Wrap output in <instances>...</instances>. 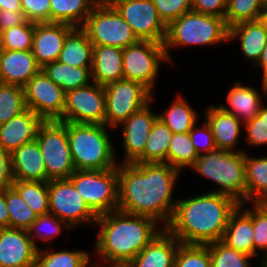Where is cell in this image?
Returning <instances> with one entry per match:
<instances>
[{
    "label": "cell",
    "mask_w": 267,
    "mask_h": 267,
    "mask_svg": "<svg viewBox=\"0 0 267 267\" xmlns=\"http://www.w3.org/2000/svg\"><path fill=\"white\" fill-rule=\"evenodd\" d=\"M181 171L168 163H118V210L147 216L165 228L173 215Z\"/></svg>",
    "instance_id": "obj_1"
},
{
    "label": "cell",
    "mask_w": 267,
    "mask_h": 267,
    "mask_svg": "<svg viewBox=\"0 0 267 267\" xmlns=\"http://www.w3.org/2000/svg\"><path fill=\"white\" fill-rule=\"evenodd\" d=\"M239 205L233 197L212 191L177 200L165 229L181 244L207 245L220 241L231 214Z\"/></svg>",
    "instance_id": "obj_2"
},
{
    "label": "cell",
    "mask_w": 267,
    "mask_h": 267,
    "mask_svg": "<svg viewBox=\"0 0 267 267\" xmlns=\"http://www.w3.org/2000/svg\"><path fill=\"white\" fill-rule=\"evenodd\" d=\"M95 224L100 228L94 249L108 265L128 263L165 229L150 217L120 210L99 215Z\"/></svg>",
    "instance_id": "obj_3"
},
{
    "label": "cell",
    "mask_w": 267,
    "mask_h": 267,
    "mask_svg": "<svg viewBox=\"0 0 267 267\" xmlns=\"http://www.w3.org/2000/svg\"><path fill=\"white\" fill-rule=\"evenodd\" d=\"M106 127L67 122V137L76 170H108L118 166Z\"/></svg>",
    "instance_id": "obj_4"
},
{
    "label": "cell",
    "mask_w": 267,
    "mask_h": 267,
    "mask_svg": "<svg viewBox=\"0 0 267 267\" xmlns=\"http://www.w3.org/2000/svg\"><path fill=\"white\" fill-rule=\"evenodd\" d=\"M190 169L219 186L212 192L229 195L239 203H247L243 150L233 152L216 148L202 153Z\"/></svg>",
    "instance_id": "obj_5"
},
{
    "label": "cell",
    "mask_w": 267,
    "mask_h": 267,
    "mask_svg": "<svg viewBox=\"0 0 267 267\" xmlns=\"http://www.w3.org/2000/svg\"><path fill=\"white\" fill-rule=\"evenodd\" d=\"M229 28L224 18L190 10L167 27L164 48L172 63L169 49L189 45H210L229 41Z\"/></svg>",
    "instance_id": "obj_6"
},
{
    "label": "cell",
    "mask_w": 267,
    "mask_h": 267,
    "mask_svg": "<svg viewBox=\"0 0 267 267\" xmlns=\"http://www.w3.org/2000/svg\"><path fill=\"white\" fill-rule=\"evenodd\" d=\"M36 140L44 160L47 182L69 178L76 171L67 137V122L43 121L38 127Z\"/></svg>",
    "instance_id": "obj_7"
},
{
    "label": "cell",
    "mask_w": 267,
    "mask_h": 267,
    "mask_svg": "<svg viewBox=\"0 0 267 267\" xmlns=\"http://www.w3.org/2000/svg\"><path fill=\"white\" fill-rule=\"evenodd\" d=\"M69 179L97 216L118 210V166L108 170H76Z\"/></svg>",
    "instance_id": "obj_8"
},
{
    "label": "cell",
    "mask_w": 267,
    "mask_h": 267,
    "mask_svg": "<svg viewBox=\"0 0 267 267\" xmlns=\"http://www.w3.org/2000/svg\"><path fill=\"white\" fill-rule=\"evenodd\" d=\"M93 45L124 49L139 39L110 3H97L81 27Z\"/></svg>",
    "instance_id": "obj_9"
},
{
    "label": "cell",
    "mask_w": 267,
    "mask_h": 267,
    "mask_svg": "<svg viewBox=\"0 0 267 267\" xmlns=\"http://www.w3.org/2000/svg\"><path fill=\"white\" fill-rule=\"evenodd\" d=\"M105 125L115 129L131 114L154 101V94L139 82L121 79L104 86Z\"/></svg>",
    "instance_id": "obj_10"
},
{
    "label": "cell",
    "mask_w": 267,
    "mask_h": 267,
    "mask_svg": "<svg viewBox=\"0 0 267 267\" xmlns=\"http://www.w3.org/2000/svg\"><path fill=\"white\" fill-rule=\"evenodd\" d=\"M163 61L169 62L164 43L139 40L123 49V79L139 82L153 93Z\"/></svg>",
    "instance_id": "obj_11"
},
{
    "label": "cell",
    "mask_w": 267,
    "mask_h": 267,
    "mask_svg": "<svg viewBox=\"0 0 267 267\" xmlns=\"http://www.w3.org/2000/svg\"><path fill=\"white\" fill-rule=\"evenodd\" d=\"M49 213L65 221L71 228L95 224L97 215L89 208L69 178L48 182Z\"/></svg>",
    "instance_id": "obj_12"
},
{
    "label": "cell",
    "mask_w": 267,
    "mask_h": 267,
    "mask_svg": "<svg viewBox=\"0 0 267 267\" xmlns=\"http://www.w3.org/2000/svg\"><path fill=\"white\" fill-rule=\"evenodd\" d=\"M26 108L43 121L63 122L66 92L55 84L41 69L24 86Z\"/></svg>",
    "instance_id": "obj_13"
},
{
    "label": "cell",
    "mask_w": 267,
    "mask_h": 267,
    "mask_svg": "<svg viewBox=\"0 0 267 267\" xmlns=\"http://www.w3.org/2000/svg\"><path fill=\"white\" fill-rule=\"evenodd\" d=\"M104 86L95 82L66 92L63 122L105 125Z\"/></svg>",
    "instance_id": "obj_14"
},
{
    "label": "cell",
    "mask_w": 267,
    "mask_h": 267,
    "mask_svg": "<svg viewBox=\"0 0 267 267\" xmlns=\"http://www.w3.org/2000/svg\"><path fill=\"white\" fill-rule=\"evenodd\" d=\"M128 23L139 40L164 43L167 27L151 0H113L110 3Z\"/></svg>",
    "instance_id": "obj_15"
},
{
    "label": "cell",
    "mask_w": 267,
    "mask_h": 267,
    "mask_svg": "<svg viewBox=\"0 0 267 267\" xmlns=\"http://www.w3.org/2000/svg\"><path fill=\"white\" fill-rule=\"evenodd\" d=\"M37 250L27 230L0 228V267H35Z\"/></svg>",
    "instance_id": "obj_16"
},
{
    "label": "cell",
    "mask_w": 267,
    "mask_h": 267,
    "mask_svg": "<svg viewBox=\"0 0 267 267\" xmlns=\"http://www.w3.org/2000/svg\"><path fill=\"white\" fill-rule=\"evenodd\" d=\"M147 104L142 109L131 114L122 125L123 146L125 157L122 163H134L143 153L148 140L149 133L158 114Z\"/></svg>",
    "instance_id": "obj_17"
},
{
    "label": "cell",
    "mask_w": 267,
    "mask_h": 267,
    "mask_svg": "<svg viewBox=\"0 0 267 267\" xmlns=\"http://www.w3.org/2000/svg\"><path fill=\"white\" fill-rule=\"evenodd\" d=\"M74 28L65 23H35L32 53L41 68L58 60L65 38Z\"/></svg>",
    "instance_id": "obj_18"
},
{
    "label": "cell",
    "mask_w": 267,
    "mask_h": 267,
    "mask_svg": "<svg viewBox=\"0 0 267 267\" xmlns=\"http://www.w3.org/2000/svg\"><path fill=\"white\" fill-rule=\"evenodd\" d=\"M41 69L32 50L1 52L0 83L24 87Z\"/></svg>",
    "instance_id": "obj_19"
},
{
    "label": "cell",
    "mask_w": 267,
    "mask_h": 267,
    "mask_svg": "<svg viewBox=\"0 0 267 267\" xmlns=\"http://www.w3.org/2000/svg\"><path fill=\"white\" fill-rule=\"evenodd\" d=\"M245 206V202L240 203L231 214L221 241L230 248L254 257L253 205L250 209H245Z\"/></svg>",
    "instance_id": "obj_20"
},
{
    "label": "cell",
    "mask_w": 267,
    "mask_h": 267,
    "mask_svg": "<svg viewBox=\"0 0 267 267\" xmlns=\"http://www.w3.org/2000/svg\"><path fill=\"white\" fill-rule=\"evenodd\" d=\"M180 241L166 229L162 230L135 258L129 267H174Z\"/></svg>",
    "instance_id": "obj_21"
},
{
    "label": "cell",
    "mask_w": 267,
    "mask_h": 267,
    "mask_svg": "<svg viewBox=\"0 0 267 267\" xmlns=\"http://www.w3.org/2000/svg\"><path fill=\"white\" fill-rule=\"evenodd\" d=\"M43 120L29 108L0 125V146L13 152L24 143L36 138Z\"/></svg>",
    "instance_id": "obj_22"
},
{
    "label": "cell",
    "mask_w": 267,
    "mask_h": 267,
    "mask_svg": "<svg viewBox=\"0 0 267 267\" xmlns=\"http://www.w3.org/2000/svg\"><path fill=\"white\" fill-rule=\"evenodd\" d=\"M15 180L47 182V173L39 144L35 139L11 152Z\"/></svg>",
    "instance_id": "obj_23"
},
{
    "label": "cell",
    "mask_w": 267,
    "mask_h": 267,
    "mask_svg": "<svg viewBox=\"0 0 267 267\" xmlns=\"http://www.w3.org/2000/svg\"><path fill=\"white\" fill-rule=\"evenodd\" d=\"M204 116L211 129L216 148L235 152V146L242 133V122L219 105H211L205 109Z\"/></svg>",
    "instance_id": "obj_24"
},
{
    "label": "cell",
    "mask_w": 267,
    "mask_h": 267,
    "mask_svg": "<svg viewBox=\"0 0 267 267\" xmlns=\"http://www.w3.org/2000/svg\"><path fill=\"white\" fill-rule=\"evenodd\" d=\"M123 49L114 46L93 45L92 82L106 86L123 79Z\"/></svg>",
    "instance_id": "obj_25"
},
{
    "label": "cell",
    "mask_w": 267,
    "mask_h": 267,
    "mask_svg": "<svg viewBox=\"0 0 267 267\" xmlns=\"http://www.w3.org/2000/svg\"><path fill=\"white\" fill-rule=\"evenodd\" d=\"M233 84L227 93V103L231 109L224 105L219 104V106L245 124L258 115L263 104L261 94H258V91L253 87L241 85V81Z\"/></svg>",
    "instance_id": "obj_26"
},
{
    "label": "cell",
    "mask_w": 267,
    "mask_h": 267,
    "mask_svg": "<svg viewBox=\"0 0 267 267\" xmlns=\"http://www.w3.org/2000/svg\"><path fill=\"white\" fill-rule=\"evenodd\" d=\"M229 41L239 38L240 49L245 58L250 59L254 66L261 58L266 40L267 31L256 21L242 22L229 28Z\"/></svg>",
    "instance_id": "obj_27"
},
{
    "label": "cell",
    "mask_w": 267,
    "mask_h": 267,
    "mask_svg": "<svg viewBox=\"0 0 267 267\" xmlns=\"http://www.w3.org/2000/svg\"><path fill=\"white\" fill-rule=\"evenodd\" d=\"M93 44L81 27H75L65 38L58 61L79 68H92Z\"/></svg>",
    "instance_id": "obj_28"
},
{
    "label": "cell",
    "mask_w": 267,
    "mask_h": 267,
    "mask_svg": "<svg viewBox=\"0 0 267 267\" xmlns=\"http://www.w3.org/2000/svg\"><path fill=\"white\" fill-rule=\"evenodd\" d=\"M96 0H50V23L82 27Z\"/></svg>",
    "instance_id": "obj_29"
},
{
    "label": "cell",
    "mask_w": 267,
    "mask_h": 267,
    "mask_svg": "<svg viewBox=\"0 0 267 267\" xmlns=\"http://www.w3.org/2000/svg\"><path fill=\"white\" fill-rule=\"evenodd\" d=\"M42 70L65 92L87 86L92 82L91 68L73 67L58 60L46 64Z\"/></svg>",
    "instance_id": "obj_30"
},
{
    "label": "cell",
    "mask_w": 267,
    "mask_h": 267,
    "mask_svg": "<svg viewBox=\"0 0 267 267\" xmlns=\"http://www.w3.org/2000/svg\"><path fill=\"white\" fill-rule=\"evenodd\" d=\"M247 203L267 198V156L252 157L244 152Z\"/></svg>",
    "instance_id": "obj_31"
},
{
    "label": "cell",
    "mask_w": 267,
    "mask_h": 267,
    "mask_svg": "<svg viewBox=\"0 0 267 267\" xmlns=\"http://www.w3.org/2000/svg\"><path fill=\"white\" fill-rule=\"evenodd\" d=\"M172 131L157 118L149 133L144 153L135 161L139 163H167V152L172 138Z\"/></svg>",
    "instance_id": "obj_32"
},
{
    "label": "cell",
    "mask_w": 267,
    "mask_h": 267,
    "mask_svg": "<svg viewBox=\"0 0 267 267\" xmlns=\"http://www.w3.org/2000/svg\"><path fill=\"white\" fill-rule=\"evenodd\" d=\"M158 118L172 133H188L198 121L196 111L179 94L165 113L158 114Z\"/></svg>",
    "instance_id": "obj_33"
},
{
    "label": "cell",
    "mask_w": 267,
    "mask_h": 267,
    "mask_svg": "<svg viewBox=\"0 0 267 267\" xmlns=\"http://www.w3.org/2000/svg\"><path fill=\"white\" fill-rule=\"evenodd\" d=\"M90 254L80 251H53L38 249L35 267H86L90 260Z\"/></svg>",
    "instance_id": "obj_34"
},
{
    "label": "cell",
    "mask_w": 267,
    "mask_h": 267,
    "mask_svg": "<svg viewBox=\"0 0 267 267\" xmlns=\"http://www.w3.org/2000/svg\"><path fill=\"white\" fill-rule=\"evenodd\" d=\"M12 187L37 216L49 213L48 182L15 180Z\"/></svg>",
    "instance_id": "obj_35"
},
{
    "label": "cell",
    "mask_w": 267,
    "mask_h": 267,
    "mask_svg": "<svg viewBox=\"0 0 267 267\" xmlns=\"http://www.w3.org/2000/svg\"><path fill=\"white\" fill-rule=\"evenodd\" d=\"M198 157L189 132L173 133L167 152V163L169 165L182 172L185 167H191Z\"/></svg>",
    "instance_id": "obj_36"
},
{
    "label": "cell",
    "mask_w": 267,
    "mask_h": 267,
    "mask_svg": "<svg viewBox=\"0 0 267 267\" xmlns=\"http://www.w3.org/2000/svg\"><path fill=\"white\" fill-rule=\"evenodd\" d=\"M267 6L265 0H227L224 16L228 28L249 21H256Z\"/></svg>",
    "instance_id": "obj_37"
},
{
    "label": "cell",
    "mask_w": 267,
    "mask_h": 267,
    "mask_svg": "<svg viewBox=\"0 0 267 267\" xmlns=\"http://www.w3.org/2000/svg\"><path fill=\"white\" fill-rule=\"evenodd\" d=\"M6 206L9 213V227L11 228L27 230L37 219V214L13 187L6 189Z\"/></svg>",
    "instance_id": "obj_38"
},
{
    "label": "cell",
    "mask_w": 267,
    "mask_h": 267,
    "mask_svg": "<svg viewBox=\"0 0 267 267\" xmlns=\"http://www.w3.org/2000/svg\"><path fill=\"white\" fill-rule=\"evenodd\" d=\"M25 109L24 87L0 83V125Z\"/></svg>",
    "instance_id": "obj_39"
},
{
    "label": "cell",
    "mask_w": 267,
    "mask_h": 267,
    "mask_svg": "<svg viewBox=\"0 0 267 267\" xmlns=\"http://www.w3.org/2000/svg\"><path fill=\"white\" fill-rule=\"evenodd\" d=\"M35 23L26 21L24 24L1 31L0 47L2 50H32Z\"/></svg>",
    "instance_id": "obj_40"
},
{
    "label": "cell",
    "mask_w": 267,
    "mask_h": 267,
    "mask_svg": "<svg viewBox=\"0 0 267 267\" xmlns=\"http://www.w3.org/2000/svg\"><path fill=\"white\" fill-rule=\"evenodd\" d=\"M212 267H250L251 256L230 248L221 240L207 244Z\"/></svg>",
    "instance_id": "obj_41"
},
{
    "label": "cell",
    "mask_w": 267,
    "mask_h": 267,
    "mask_svg": "<svg viewBox=\"0 0 267 267\" xmlns=\"http://www.w3.org/2000/svg\"><path fill=\"white\" fill-rule=\"evenodd\" d=\"M63 228L69 230L71 227L55 215L47 213L37 216V219L31 224L27 231L34 246L39 249L36 244L37 238H41L45 242L52 241L51 238H54L62 233Z\"/></svg>",
    "instance_id": "obj_42"
},
{
    "label": "cell",
    "mask_w": 267,
    "mask_h": 267,
    "mask_svg": "<svg viewBox=\"0 0 267 267\" xmlns=\"http://www.w3.org/2000/svg\"><path fill=\"white\" fill-rule=\"evenodd\" d=\"M174 267H212L208 246L180 244Z\"/></svg>",
    "instance_id": "obj_43"
},
{
    "label": "cell",
    "mask_w": 267,
    "mask_h": 267,
    "mask_svg": "<svg viewBox=\"0 0 267 267\" xmlns=\"http://www.w3.org/2000/svg\"><path fill=\"white\" fill-rule=\"evenodd\" d=\"M160 20L168 27L184 13L192 10V0H151Z\"/></svg>",
    "instance_id": "obj_44"
},
{
    "label": "cell",
    "mask_w": 267,
    "mask_h": 267,
    "mask_svg": "<svg viewBox=\"0 0 267 267\" xmlns=\"http://www.w3.org/2000/svg\"><path fill=\"white\" fill-rule=\"evenodd\" d=\"M247 142L254 147L267 146V105H261L258 115L244 124Z\"/></svg>",
    "instance_id": "obj_45"
},
{
    "label": "cell",
    "mask_w": 267,
    "mask_h": 267,
    "mask_svg": "<svg viewBox=\"0 0 267 267\" xmlns=\"http://www.w3.org/2000/svg\"><path fill=\"white\" fill-rule=\"evenodd\" d=\"M253 242L254 257L258 256V250L263 251L262 257H267V215L253 203Z\"/></svg>",
    "instance_id": "obj_46"
},
{
    "label": "cell",
    "mask_w": 267,
    "mask_h": 267,
    "mask_svg": "<svg viewBox=\"0 0 267 267\" xmlns=\"http://www.w3.org/2000/svg\"><path fill=\"white\" fill-rule=\"evenodd\" d=\"M21 8L27 21L50 23V0H21Z\"/></svg>",
    "instance_id": "obj_47"
},
{
    "label": "cell",
    "mask_w": 267,
    "mask_h": 267,
    "mask_svg": "<svg viewBox=\"0 0 267 267\" xmlns=\"http://www.w3.org/2000/svg\"><path fill=\"white\" fill-rule=\"evenodd\" d=\"M193 146L198 155L208 153L216 149L211 129L205 121L203 126L198 128L196 124L189 131Z\"/></svg>",
    "instance_id": "obj_48"
},
{
    "label": "cell",
    "mask_w": 267,
    "mask_h": 267,
    "mask_svg": "<svg viewBox=\"0 0 267 267\" xmlns=\"http://www.w3.org/2000/svg\"><path fill=\"white\" fill-rule=\"evenodd\" d=\"M227 0H192V10L201 14H208L224 18Z\"/></svg>",
    "instance_id": "obj_49"
},
{
    "label": "cell",
    "mask_w": 267,
    "mask_h": 267,
    "mask_svg": "<svg viewBox=\"0 0 267 267\" xmlns=\"http://www.w3.org/2000/svg\"><path fill=\"white\" fill-rule=\"evenodd\" d=\"M14 181L11 152L0 146V190L9 189Z\"/></svg>",
    "instance_id": "obj_50"
},
{
    "label": "cell",
    "mask_w": 267,
    "mask_h": 267,
    "mask_svg": "<svg viewBox=\"0 0 267 267\" xmlns=\"http://www.w3.org/2000/svg\"><path fill=\"white\" fill-rule=\"evenodd\" d=\"M27 21L23 11L0 9V30L19 26Z\"/></svg>",
    "instance_id": "obj_51"
},
{
    "label": "cell",
    "mask_w": 267,
    "mask_h": 267,
    "mask_svg": "<svg viewBox=\"0 0 267 267\" xmlns=\"http://www.w3.org/2000/svg\"><path fill=\"white\" fill-rule=\"evenodd\" d=\"M9 227V213L6 206V190H0V228Z\"/></svg>",
    "instance_id": "obj_52"
},
{
    "label": "cell",
    "mask_w": 267,
    "mask_h": 267,
    "mask_svg": "<svg viewBox=\"0 0 267 267\" xmlns=\"http://www.w3.org/2000/svg\"><path fill=\"white\" fill-rule=\"evenodd\" d=\"M0 9L22 11L21 0H0Z\"/></svg>",
    "instance_id": "obj_53"
},
{
    "label": "cell",
    "mask_w": 267,
    "mask_h": 267,
    "mask_svg": "<svg viewBox=\"0 0 267 267\" xmlns=\"http://www.w3.org/2000/svg\"><path fill=\"white\" fill-rule=\"evenodd\" d=\"M255 66L259 67L260 69L262 68L263 70L262 82H263L265 79H267V40H266L261 58Z\"/></svg>",
    "instance_id": "obj_54"
},
{
    "label": "cell",
    "mask_w": 267,
    "mask_h": 267,
    "mask_svg": "<svg viewBox=\"0 0 267 267\" xmlns=\"http://www.w3.org/2000/svg\"><path fill=\"white\" fill-rule=\"evenodd\" d=\"M259 22L263 25L264 29L267 31V6L259 15Z\"/></svg>",
    "instance_id": "obj_55"
},
{
    "label": "cell",
    "mask_w": 267,
    "mask_h": 267,
    "mask_svg": "<svg viewBox=\"0 0 267 267\" xmlns=\"http://www.w3.org/2000/svg\"><path fill=\"white\" fill-rule=\"evenodd\" d=\"M255 204L267 215V198L261 199Z\"/></svg>",
    "instance_id": "obj_56"
},
{
    "label": "cell",
    "mask_w": 267,
    "mask_h": 267,
    "mask_svg": "<svg viewBox=\"0 0 267 267\" xmlns=\"http://www.w3.org/2000/svg\"><path fill=\"white\" fill-rule=\"evenodd\" d=\"M110 265L108 267H129L127 263H109ZM96 267H102L100 263L96 262Z\"/></svg>",
    "instance_id": "obj_57"
},
{
    "label": "cell",
    "mask_w": 267,
    "mask_h": 267,
    "mask_svg": "<svg viewBox=\"0 0 267 267\" xmlns=\"http://www.w3.org/2000/svg\"><path fill=\"white\" fill-rule=\"evenodd\" d=\"M262 85H261V88H262V91H264V95L266 96L267 98V79H265L263 82H261Z\"/></svg>",
    "instance_id": "obj_58"
},
{
    "label": "cell",
    "mask_w": 267,
    "mask_h": 267,
    "mask_svg": "<svg viewBox=\"0 0 267 267\" xmlns=\"http://www.w3.org/2000/svg\"><path fill=\"white\" fill-rule=\"evenodd\" d=\"M260 264L261 267H267V257H262V261Z\"/></svg>",
    "instance_id": "obj_59"
},
{
    "label": "cell",
    "mask_w": 267,
    "mask_h": 267,
    "mask_svg": "<svg viewBox=\"0 0 267 267\" xmlns=\"http://www.w3.org/2000/svg\"><path fill=\"white\" fill-rule=\"evenodd\" d=\"M113 0H100V3H111Z\"/></svg>",
    "instance_id": "obj_60"
},
{
    "label": "cell",
    "mask_w": 267,
    "mask_h": 267,
    "mask_svg": "<svg viewBox=\"0 0 267 267\" xmlns=\"http://www.w3.org/2000/svg\"><path fill=\"white\" fill-rule=\"evenodd\" d=\"M86 267H96V263L91 264V266L88 264Z\"/></svg>",
    "instance_id": "obj_61"
}]
</instances>
